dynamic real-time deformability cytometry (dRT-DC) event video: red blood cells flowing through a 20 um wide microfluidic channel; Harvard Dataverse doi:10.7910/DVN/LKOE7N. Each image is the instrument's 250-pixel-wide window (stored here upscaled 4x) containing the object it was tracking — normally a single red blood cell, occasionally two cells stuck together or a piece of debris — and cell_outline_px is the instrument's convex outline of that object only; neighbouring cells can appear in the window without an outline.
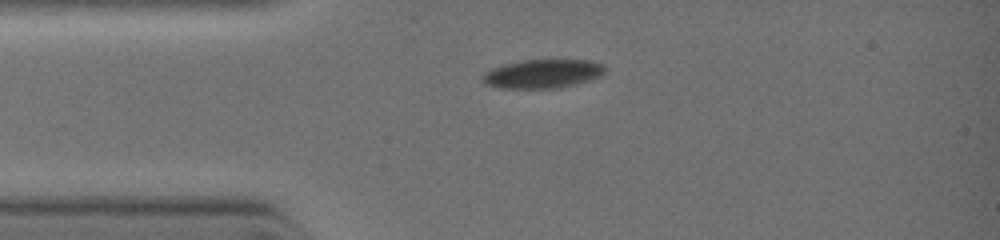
{"species": "common noctule bat (a hibernating species)", "species_latin": "Nyctalus noctula", "temperature_condition": "warm", "stored_images_in_passage": 2, "camera_frame_rate_fps": 3000, "um_per_image_px": 0.085, "animal": {"sex": "female", "body_mass_g": 19.0, "forearm_length_mm": 51.5}, "frame": {"image": 1, "passage_image": 1, "time_ms": 0.0, "image_size_px": [1000, 240], "cell_outline_px": [[604, 72], [600, 76], [576, 84], [560, 88], [500, 88], [484, 84], [480, 80], [480, 76], [484, 72], [492, 68], [504, 64], [524, 60], [588, 60], [604, 64]], "centroid_in_image_um": [46.07, 6.27], "position_along_channel_um": 38.9, "area_um2": 20.63}}
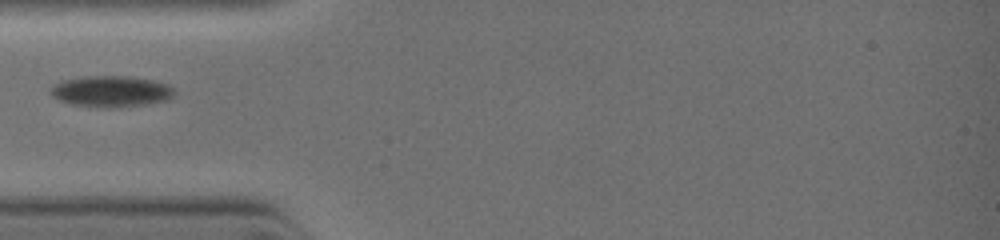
{"frame": {"image": 2, "passage_image": 2, "time_ms": 1.0, "image_size_px": [1000, 240], "cell_outline_px": [[176, 92], [168, 100], [140, 104], [108, 108], [72, 104], [60, 100], [52, 96], [52, 88], [56, 84], [64, 80], [88, 76], [128, 76], [152, 80], [168, 84]], "centroid_in_image_um": [9.47, 7.76], "position_along_channel_um": 75.5, "area_um2": 21.96}}